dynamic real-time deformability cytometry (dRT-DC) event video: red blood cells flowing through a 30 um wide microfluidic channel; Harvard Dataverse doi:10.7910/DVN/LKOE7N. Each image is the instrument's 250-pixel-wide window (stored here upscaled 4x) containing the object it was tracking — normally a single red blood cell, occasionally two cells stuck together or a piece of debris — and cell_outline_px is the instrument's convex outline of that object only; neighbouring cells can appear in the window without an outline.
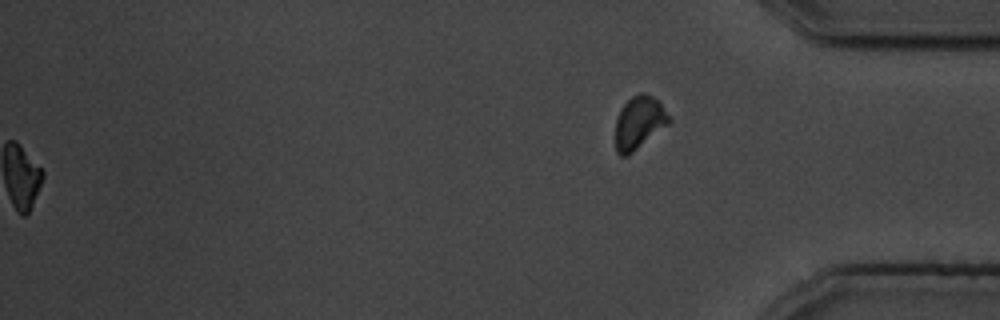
{"species": "common noctule bat (a hibernating species)", "species_latin": "Nyctalus noctula", "temperature_condition": "cold", "stored_images_in_passage": 40, "segment_of_instrument_passage": [2, 2], "camera_frame_rate_fps": 3000, "um_per_image_px": 0.085, "animal": {"sex": "male", "body_mass_g": 19.5, "forearm_length_mm": 54.6}, "frame": {"image": 1, "passage_image": 40, "time_ms": 13.0, "image_size_px": [1000, 320], "cell_outline_px": [[672, 120], [668, 124], [628, 156], [620, 156], [616, 152], [616, 120], [620, 108], [632, 96], [640, 92], [644, 92], [660, 100]], "centroid_in_image_um": [54.33, 10.4], "position_along_channel_um": 380.9, "area_um2": 16.59}}